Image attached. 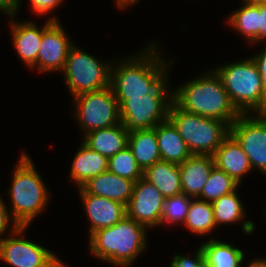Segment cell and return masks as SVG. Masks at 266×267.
<instances>
[{
  "label": "cell",
  "mask_w": 266,
  "mask_h": 267,
  "mask_svg": "<svg viewBox=\"0 0 266 267\" xmlns=\"http://www.w3.org/2000/svg\"><path fill=\"white\" fill-rule=\"evenodd\" d=\"M170 267H206L201 247L198 248L193 259L183 255H175Z\"/></svg>",
  "instance_id": "cell-31"
},
{
  "label": "cell",
  "mask_w": 266,
  "mask_h": 267,
  "mask_svg": "<svg viewBox=\"0 0 266 267\" xmlns=\"http://www.w3.org/2000/svg\"><path fill=\"white\" fill-rule=\"evenodd\" d=\"M147 227L125 216L116 224L89 235L92 255L119 267H128L147 246Z\"/></svg>",
  "instance_id": "cell-3"
},
{
  "label": "cell",
  "mask_w": 266,
  "mask_h": 267,
  "mask_svg": "<svg viewBox=\"0 0 266 267\" xmlns=\"http://www.w3.org/2000/svg\"><path fill=\"white\" fill-rule=\"evenodd\" d=\"M192 233L203 236L209 234L215 227L212 203L197 198H192L189 211L183 226Z\"/></svg>",
  "instance_id": "cell-26"
},
{
  "label": "cell",
  "mask_w": 266,
  "mask_h": 267,
  "mask_svg": "<svg viewBox=\"0 0 266 267\" xmlns=\"http://www.w3.org/2000/svg\"><path fill=\"white\" fill-rule=\"evenodd\" d=\"M244 1V4H259V3H263L266 0H242Z\"/></svg>",
  "instance_id": "cell-39"
},
{
  "label": "cell",
  "mask_w": 266,
  "mask_h": 267,
  "mask_svg": "<svg viewBox=\"0 0 266 267\" xmlns=\"http://www.w3.org/2000/svg\"><path fill=\"white\" fill-rule=\"evenodd\" d=\"M127 146L142 171L152 166L155 162L161 161L156 126L151 129L129 132Z\"/></svg>",
  "instance_id": "cell-23"
},
{
  "label": "cell",
  "mask_w": 266,
  "mask_h": 267,
  "mask_svg": "<svg viewBox=\"0 0 266 267\" xmlns=\"http://www.w3.org/2000/svg\"><path fill=\"white\" fill-rule=\"evenodd\" d=\"M107 171L135 182L143 177V171L128 146L108 159Z\"/></svg>",
  "instance_id": "cell-29"
},
{
  "label": "cell",
  "mask_w": 266,
  "mask_h": 267,
  "mask_svg": "<svg viewBox=\"0 0 266 267\" xmlns=\"http://www.w3.org/2000/svg\"><path fill=\"white\" fill-rule=\"evenodd\" d=\"M214 167V158L210 155H191L179 164L182 193L198 198Z\"/></svg>",
  "instance_id": "cell-15"
},
{
  "label": "cell",
  "mask_w": 266,
  "mask_h": 267,
  "mask_svg": "<svg viewBox=\"0 0 266 267\" xmlns=\"http://www.w3.org/2000/svg\"><path fill=\"white\" fill-rule=\"evenodd\" d=\"M168 78L151 93L124 100L119 105L120 122L129 132L151 129L168 119V110L173 101V91L169 90Z\"/></svg>",
  "instance_id": "cell-7"
},
{
  "label": "cell",
  "mask_w": 266,
  "mask_h": 267,
  "mask_svg": "<svg viewBox=\"0 0 266 267\" xmlns=\"http://www.w3.org/2000/svg\"><path fill=\"white\" fill-rule=\"evenodd\" d=\"M164 200L162 193L142 177L134 184L126 216L147 228L160 226Z\"/></svg>",
  "instance_id": "cell-13"
},
{
  "label": "cell",
  "mask_w": 266,
  "mask_h": 267,
  "mask_svg": "<svg viewBox=\"0 0 266 267\" xmlns=\"http://www.w3.org/2000/svg\"><path fill=\"white\" fill-rule=\"evenodd\" d=\"M236 192L235 190L223 195L212 203L216 226L219 224H234L245 218L244 205Z\"/></svg>",
  "instance_id": "cell-27"
},
{
  "label": "cell",
  "mask_w": 266,
  "mask_h": 267,
  "mask_svg": "<svg viewBox=\"0 0 266 267\" xmlns=\"http://www.w3.org/2000/svg\"><path fill=\"white\" fill-rule=\"evenodd\" d=\"M12 237L0 240V259L11 267H67L51 251L23 238L27 227L11 226ZM16 236V237H15Z\"/></svg>",
  "instance_id": "cell-10"
},
{
  "label": "cell",
  "mask_w": 266,
  "mask_h": 267,
  "mask_svg": "<svg viewBox=\"0 0 266 267\" xmlns=\"http://www.w3.org/2000/svg\"><path fill=\"white\" fill-rule=\"evenodd\" d=\"M32 11L37 15H43L51 12V10L55 9L63 0H30Z\"/></svg>",
  "instance_id": "cell-32"
},
{
  "label": "cell",
  "mask_w": 266,
  "mask_h": 267,
  "mask_svg": "<svg viewBox=\"0 0 266 267\" xmlns=\"http://www.w3.org/2000/svg\"><path fill=\"white\" fill-rule=\"evenodd\" d=\"M13 171L12 186L7 190L12 202L9 210L13 218L11 225L28 227L44 211L49 191L26 153H22Z\"/></svg>",
  "instance_id": "cell-4"
},
{
  "label": "cell",
  "mask_w": 266,
  "mask_h": 267,
  "mask_svg": "<svg viewBox=\"0 0 266 267\" xmlns=\"http://www.w3.org/2000/svg\"><path fill=\"white\" fill-rule=\"evenodd\" d=\"M252 263L248 264L247 267H266V259L265 258H257L251 261ZM243 267V266H242Z\"/></svg>",
  "instance_id": "cell-38"
},
{
  "label": "cell",
  "mask_w": 266,
  "mask_h": 267,
  "mask_svg": "<svg viewBox=\"0 0 266 267\" xmlns=\"http://www.w3.org/2000/svg\"><path fill=\"white\" fill-rule=\"evenodd\" d=\"M168 119L192 155L213 156L230 135V126L226 122L184 111L174 101L169 107Z\"/></svg>",
  "instance_id": "cell-6"
},
{
  "label": "cell",
  "mask_w": 266,
  "mask_h": 267,
  "mask_svg": "<svg viewBox=\"0 0 266 267\" xmlns=\"http://www.w3.org/2000/svg\"><path fill=\"white\" fill-rule=\"evenodd\" d=\"M228 23L250 43L259 42V7L256 4H244L228 17Z\"/></svg>",
  "instance_id": "cell-25"
},
{
  "label": "cell",
  "mask_w": 266,
  "mask_h": 267,
  "mask_svg": "<svg viewBox=\"0 0 266 267\" xmlns=\"http://www.w3.org/2000/svg\"><path fill=\"white\" fill-rule=\"evenodd\" d=\"M240 114L266 113L261 76L252 57L213 69Z\"/></svg>",
  "instance_id": "cell-5"
},
{
  "label": "cell",
  "mask_w": 266,
  "mask_h": 267,
  "mask_svg": "<svg viewBox=\"0 0 266 267\" xmlns=\"http://www.w3.org/2000/svg\"><path fill=\"white\" fill-rule=\"evenodd\" d=\"M78 189L90 221V235L116 224L126 216V205L102 196L87 194L82 188Z\"/></svg>",
  "instance_id": "cell-14"
},
{
  "label": "cell",
  "mask_w": 266,
  "mask_h": 267,
  "mask_svg": "<svg viewBox=\"0 0 266 267\" xmlns=\"http://www.w3.org/2000/svg\"><path fill=\"white\" fill-rule=\"evenodd\" d=\"M213 158L215 166L238 184L241 183V178L252 170L248 156L231 134L222 142Z\"/></svg>",
  "instance_id": "cell-17"
},
{
  "label": "cell",
  "mask_w": 266,
  "mask_h": 267,
  "mask_svg": "<svg viewBox=\"0 0 266 267\" xmlns=\"http://www.w3.org/2000/svg\"><path fill=\"white\" fill-rule=\"evenodd\" d=\"M240 114L230 125V134L242 146L252 169L266 176V113Z\"/></svg>",
  "instance_id": "cell-11"
},
{
  "label": "cell",
  "mask_w": 266,
  "mask_h": 267,
  "mask_svg": "<svg viewBox=\"0 0 266 267\" xmlns=\"http://www.w3.org/2000/svg\"><path fill=\"white\" fill-rule=\"evenodd\" d=\"M74 98V113L84 135L120 123L118 102L110 86L91 92L81 93Z\"/></svg>",
  "instance_id": "cell-9"
},
{
  "label": "cell",
  "mask_w": 266,
  "mask_h": 267,
  "mask_svg": "<svg viewBox=\"0 0 266 267\" xmlns=\"http://www.w3.org/2000/svg\"><path fill=\"white\" fill-rule=\"evenodd\" d=\"M134 184L135 181L106 171L90 179L81 188L87 194L102 196L127 205L131 199Z\"/></svg>",
  "instance_id": "cell-16"
},
{
  "label": "cell",
  "mask_w": 266,
  "mask_h": 267,
  "mask_svg": "<svg viewBox=\"0 0 266 267\" xmlns=\"http://www.w3.org/2000/svg\"><path fill=\"white\" fill-rule=\"evenodd\" d=\"M129 131L119 124L91 131L84 135L83 143L107 159L127 147Z\"/></svg>",
  "instance_id": "cell-19"
},
{
  "label": "cell",
  "mask_w": 266,
  "mask_h": 267,
  "mask_svg": "<svg viewBox=\"0 0 266 267\" xmlns=\"http://www.w3.org/2000/svg\"><path fill=\"white\" fill-rule=\"evenodd\" d=\"M252 59L256 63L260 76L264 96L266 97V45L262 52L257 53V55L252 56Z\"/></svg>",
  "instance_id": "cell-33"
},
{
  "label": "cell",
  "mask_w": 266,
  "mask_h": 267,
  "mask_svg": "<svg viewBox=\"0 0 266 267\" xmlns=\"http://www.w3.org/2000/svg\"><path fill=\"white\" fill-rule=\"evenodd\" d=\"M8 210L6 204L0 198V240L2 239L1 235L5 234V232H7L6 230L9 229L10 221L13 219Z\"/></svg>",
  "instance_id": "cell-34"
},
{
  "label": "cell",
  "mask_w": 266,
  "mask_h": 267,
  "mask_svg": "<svg viewBox=\"0 0 266 267\" xmlns=\"http://www.w3.org/2000/svg\"><path fill=\"white\" fill-rule=\"evenodd\" d=\"M112 63L99 61L89 53L73 45L68 53L64 72L66 86L75 97L84 92L104 89L110 86Z\"/></svg>",
  "instance_id": "cell-8"
},
{
  "label": "cell",
  "mask_w": 266,
  "mask_h": 267,
  "mask_svg": "<svg viewBox=\"0 0 266 267\" xmlns=\"http://www.w3.org/2000/svg\"><path fill=\"white\" fill-rule=\"evenodd\" d=\"M11 21L12 42L21 61L30 68L37 62L43 34V26L38 28L33 21L23 23Z\"/></svg>",
  "instance_id": "cell-18"
},
{
  "label": "cell",
  "mask_w": 266,
  "mask_h": 267,
  "mask_svg": "<svg viewBox=\"0 0 266 267\" xmlns=\"http://www.w3.org/2000/svg\"><path fill=\"white\" fill-rule=\"evenodd\" d=\"M44 23L37 62L31 69L35 67L41 73L63 71L68 53L74 44L57 18L51 17Z\"/></svg>",
  "instance_id": "cell-12"
},
{
  "label": "cell",
  "mask_w": 266,
  "mask_h": 267,
  "mask_svg": "<svg viewBox=\"0 0 266 267\" xmlns=\"http://www.w3.org/2000/svg\"><path fill=\"white\" fill-rule=\"evenodd\" d=\"M157 46L150 43L145 51L113 63L110 88L118 106L127 99L151 93L167 76V61L161 59ZM165 61V62H164Z\"/></svg>",
  "instance_id": "cell-1"
},
{
  "label": "cell",
  "mask_w": 266,
  "mask_h": 267,
  "mask_svg": "<svg viewBox=\"0 0 266 267\" xmlns=\"http://www.w3.org/2000/svg\"><path fill=\"white\" fill-rule=\"evenodd\" d=\"M116 4L120 9L127 8L129 5L132 6L134 3L136 4L139 0H115Z\"/></svg>",
  "instance_id": "cell-37"
},
{
  "label": "cell",
  "mask_w": 266,
  "mask_h": 267,
  "mask_svg": "<svg viewBox=\"0 0 266 267\" xmlns=\"http://www.w3.org/2000/svg\"><path fill=\"white\" fill-rule=\"evenodd\" d=\"M156 136L162 161L181 164L192 155L169 119L156 126Z\"/></svg>",
  "instance_id": "cell-21"
},
{
  "label": "cell",
  "mask_w": 266,
  "mask_h": 267,
  "mask_svg": "<svg viewBox=\"0 0 266 267\" xmlns=\"http://www.w3.org/2000/svg\"><path fill=\"white\" fill-rule=\"evenodd\" d=\"M238 185L233 178L215 166L197 199L213 203L223 195L237 190Z\"/></svg>",
  "instance_id": "cell-28"
},
{
  "label": "cell",
  "mask_w": 266,
  "mask_h": 267,
  "mask_svg": "<svg viewBox=\"0 0 266 267\" xmlns=\"http://www.w3.org/2000/svg\"><path fill=\"white\" fill-rule=\"evenodd\" d=\"M256 5L259 7V42H266V1Z\"/></svg>",
  "instance_id": "cell-36"
},
{
  "label": "cell",
  "mask_w": 266,
  "mask_h": 267,
  "mask_svg": "<svg viewBox=\"0 0 266 267\" xmlns=\"http://www.w3.org/2000/svg\"><path fill=\"white\" fill-rule=\"evenodd\" d=\"M203 244V245H202ZM201 249L206 267H242L244 252L220 240L210 239L202 243Z\"/></svg>",
  "instance_id": "cell-24"
},
{
  "label": "cell",
  "mask_w": 266,
  "mask_h": 267,
  "mask_svg": "<svg viewBox=\"0 0 266 267\" xmlns=\"http://www.w3.org/2000/svg\"><path fill=\"white\" fill-rule=\"evenodd\" d=\"M21 0H0V11L12 19L16 16Z\"/></svg>",
  "instance_id": "cell-35"
},
{
  "label": "cell",
  "mask_w": 266,
  "mask_h": 267,
  "mask_svg": "<svg viewBox=\"0 0 266 267\" xmlns=\"http://www.w3.org/2000/svg\"><path fill=\"white\" fill-rule=\"evenodd\" d=\"M143 178L169 198L182 193L179 164L158 161L143 171Z\"/></svg>",
  "instance_id": "cell-22"
},
{
  "label": "cell",
  "mask_w": 266,
  "mask_h": 267,
  "mask_svg": "<svg viewBox=\"0 0 266 267\" xmlns=\"http://www.w3.org/2000/svg\"><path fill=\"white\" fill-rule=\"evenodd\" d=\"M108 159L93 151L83 142L71 165L70 178L81 188L90 179L107 171Z\"/></svg>",
  "instance_id": "cell-20"
},
{
  "label": "cell",
  "mask_w": 266,
  "mask_h": 267,
  "mask_svg": "<svg viewBox=\"0 0 266 267\" xmlns=\"http://www.w3.org/2000/svg\"><path fill=\"white\" fill-rule=\"evenodd\" d=\"M191 197L184 193L165 198L160 225L184 223L191 204Z\"/></svg>",
  "instance_id": "cell-30"
},
{
  "label": "cell",
  "mask_w": 266,
  "mask_h": 267,
  "mask_svg": "<svg viewBox=\"0 0 266 267\" xmlns=\"http://www.w3.org/2000/svg\"><path fill=\"white\" fill-rule=\"evenodd\" d=\"M173 101L184 111L215 118L229 126L240 115L213 69L175 89Z\"/></svg>",
  "instance_id": "cell-2"
}]
</instances>
